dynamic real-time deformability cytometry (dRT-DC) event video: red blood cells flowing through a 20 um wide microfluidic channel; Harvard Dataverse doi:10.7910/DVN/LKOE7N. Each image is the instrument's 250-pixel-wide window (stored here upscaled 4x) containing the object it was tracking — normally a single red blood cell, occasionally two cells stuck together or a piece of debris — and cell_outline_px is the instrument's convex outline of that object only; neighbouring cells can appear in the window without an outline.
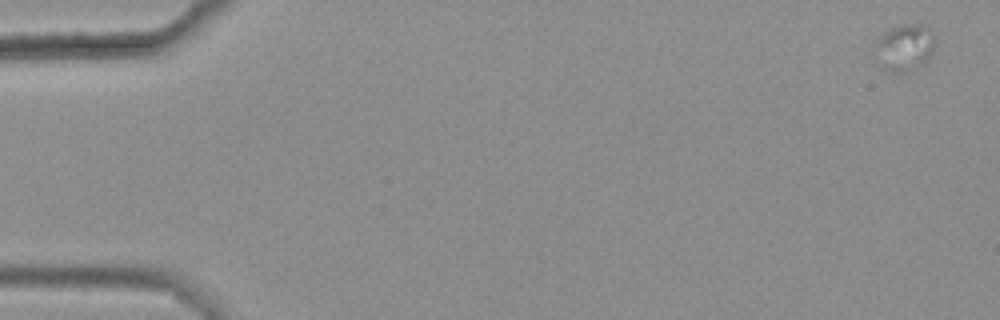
{"species": "common noctule bat (a hibernating species)", "species_latin": "Nyctalus noctula", "temperature_condition": "warm", "stored_images_in_passage": 37, "camera_frame_rate_fps": 3000, "um_per_image_px": 0.085, "animal": {"sex": "female", "body_mass_g": 25.1}, "frame": {"image": 1, "passage_image": 1, "time_ms": 0.0, "image_size_px": [1000, 320], "cell_outline_px": [[936, 40], [932, 52], [928, 60], [924, 64], [900, 72], [884, 72], [880, 68], [876, 60], [872, 40], [888, 28], [904, 24], [920, 24], [928, 28]], "centroid_in_image_um": [76.79, 4.03], "position_along_channel_um": 8.2, "area_um2": 16.99}}
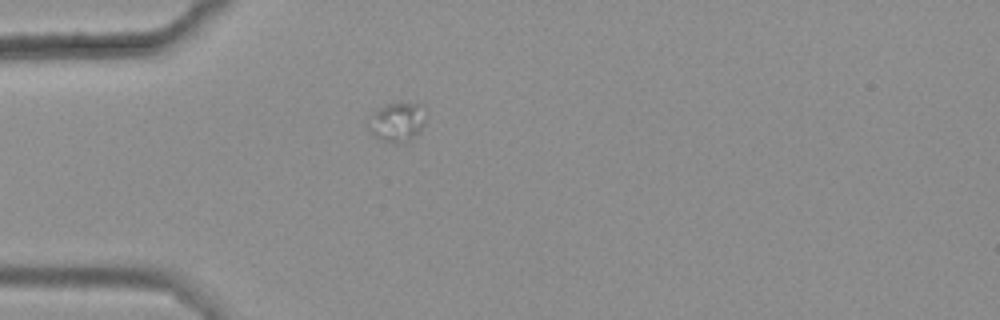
{"frame": {"image": 2, "passage_image": 16, "time_ms": 5.0, "image_size_px": [1000, 320], "cell_outline_px": [[424, 124], [420, 132], [396, 144], [392, 144], [380, 140], [368, 128], [372, 112], [388, 104], [424, 104]], "centroid_in_image_um": [33.76, 10.38], "position_along_channel_um": 51.2, "area_um2": 12.72}}